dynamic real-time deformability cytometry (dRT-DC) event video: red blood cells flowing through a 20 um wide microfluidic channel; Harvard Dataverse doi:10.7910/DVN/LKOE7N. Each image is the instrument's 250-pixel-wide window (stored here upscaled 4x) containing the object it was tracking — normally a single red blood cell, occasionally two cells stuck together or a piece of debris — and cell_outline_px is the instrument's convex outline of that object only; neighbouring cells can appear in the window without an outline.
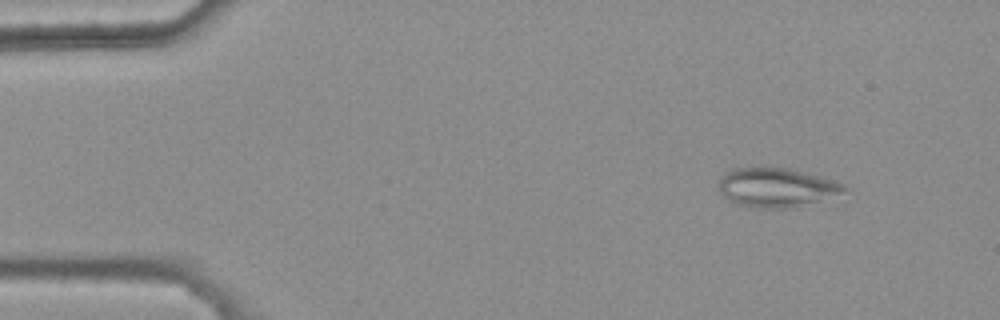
{"species": "common noctule bat (a hibernating species)", "species_latin": "Nyctalus noctula", "temperature_condition": "warm", "stored_images_in_passage": 39, "camera_frame_rate_fps": 3000, "um_per_image_px": 0.085, "animal": {"sex": "female", "body_mass_g": 25.1}, "frame": {"image": 1, "passage_image": 5, "time_ms": 1.333, "image_size_px": [1000, 320], "cell_outline_px": [[848, 188], [840, 192], [796, 208], [756, 208], [736, 204], [728, 200], [720, 192], [720, 176], [724, 172], [732, 168], [764, 164], [788, 168], [820, 176], [844, 184]], "centroid_in_image_um": [65.89, 15.89], "position_along_channel_um": 19.1, "area_um2": 29.07}}
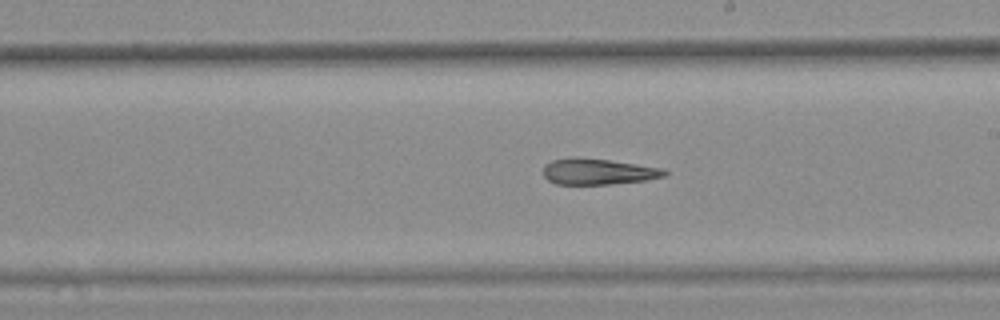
{"frame": {"image": 2, "passage_image": 30, "time_ms": 9.667, "image_size_px": [1000, 320], "cell_outline_px": [[668, 172], [664, 176], [644, 180], [612, 184], [556, 184], [548, 180], [544, 176], [544, 164], [552, 160], [572, 156], [576, 156], [608, 160], [664, 168]], "centroid_in_image_um": [50.8, 14.57], "position_along_channel_um": 238.2, "area_um2": 18.44}}
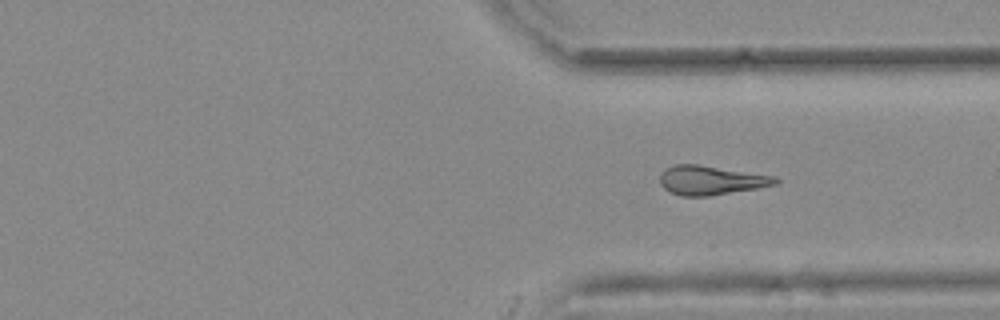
{"frame": {"image": 3, "passage_image": 39, "time_ms": 12.667, "image_size_px": [1000, 320], "cell_outline_px": [[780, 180], [776, 184], [760, 188], [708, 196], [680, 196], [664, 188], [660, 184], [660, 172], [664, 168], [676, 164], [696, 164], [776, 176]], "centroid_in_image_um": [60.43, 15.32], "position_along_channel_um": 351.0, "area_um2": 19.71}}